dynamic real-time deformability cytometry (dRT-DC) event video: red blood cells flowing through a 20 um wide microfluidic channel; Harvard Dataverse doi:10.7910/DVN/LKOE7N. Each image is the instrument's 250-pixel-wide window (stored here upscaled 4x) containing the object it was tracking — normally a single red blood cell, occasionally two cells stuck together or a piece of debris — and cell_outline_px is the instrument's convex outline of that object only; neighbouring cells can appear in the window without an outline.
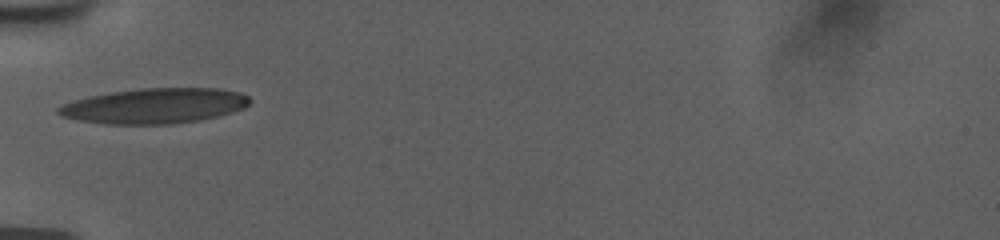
{"species": "human", "species_latin": "Homo sapiens", "temperature_condition": "room temperature", "stored_images_in_passage": 33, "camera_frame_rate_fps": 3000, "um_per_image_px": 0.085, "donor": {"sex": "female"}, "frame": {"image": 1, "passage_image": 1, "time_ms": 0.0, "image_size_px": [1000, 240], "cell_outline_px": [[252, 100], [244, 108], [216, 116], [196, 120], [172, 124], [104, 124], [80, 120], [60, 116], [56, 112], [56, 108], [64, 104], [88, 96], [112, 92], [140, 88], [220, 88], [240, 92], [248, 96]], "centroid_in_image_um": [13.14, 8.99], "position_along_channel_um": 71.9, "area_um2": 39.19}}
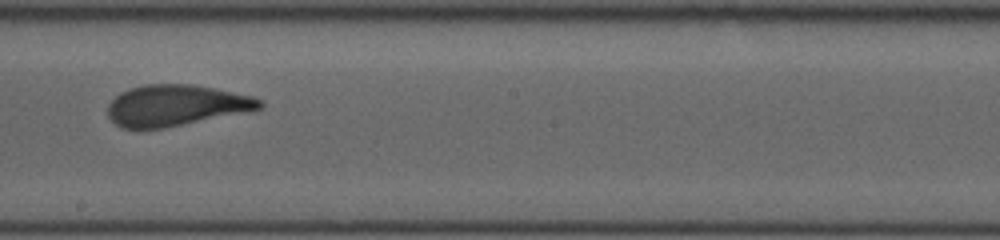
{"frame": {"image": 2, "passage_image": 14, "time_ms": 4.333, "image_size_px": [1000, 240], "cell_outline_px": [[264, 104], [260, 108], [164, 128], [120, 128], [108, 116], [108, 104], [120, 92], [128, 88], [144, 84], [192, 84], [252, 96], [260, 100]], "centroid_in_image_um": [14.87, 8.94], "position_along_channel_um": 233.3, "area_um2": 35.78}}
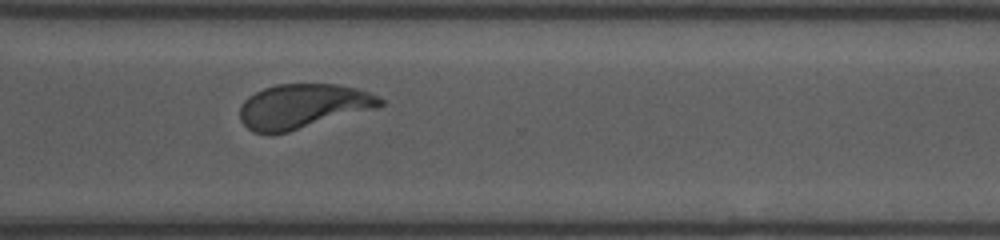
{"frame": {"image": 3, "passage_image": 23, "time_ms": 7.333, "image_size_px": [1000, 240], "cell_outline_px": [[384, 104], [376, 108], [288, 132], [252, 132], [240, 120], [240, 108], [244, 100], [248, 96], [264, 88], [276, 84], [336, 84], [356, 88], [380, 96], [384, 100]], "centroid_in_image_um": [25.76, 9.01], "position_along_channel_um": 344.8, "area_um2": 36.13}, "authors_computed_cell_mechanics": {"area_um2": 37.3388, "velocity_mm_per_s": 3.7359, "shape_relaxation_time_tau1_ms": 5.2239, "shape_relaxation_time_tau2_ms": 1.0119, "deformation_change_tau1": 0.1917, "deformation_change_tau2": 0.0884}}